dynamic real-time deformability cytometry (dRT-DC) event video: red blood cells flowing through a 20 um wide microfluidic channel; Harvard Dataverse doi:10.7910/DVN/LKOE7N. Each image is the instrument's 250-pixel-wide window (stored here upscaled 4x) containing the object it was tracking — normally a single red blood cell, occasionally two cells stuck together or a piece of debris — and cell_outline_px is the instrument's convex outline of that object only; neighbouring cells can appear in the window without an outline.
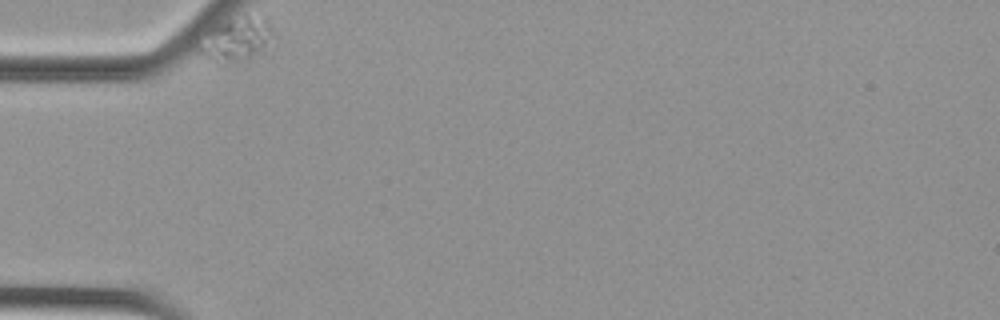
{"species": "Egyptian fruit bat (a non-hibernating species)", "species_latin": "Rousettus aegyptiacus", "temperature_condition": "cold", "stored_images_in_passage": 43, "camera_frame_rate_fps": 3000, "um_per_image_px": 0.085, "animal": {"sex": "female"}, "frame": {"image": 1, "passage_image": 1, "time_ms": 0.0, "image_size_px": [1000, 320], "cell_outline_px": [[272, 32], [260, 52], [248, 60], [224, 64], [212, 60], [204, 56], [196, 48], [212, 24], [232, 16], [244, 12], [264, 16], [272, 24]], "centroid_in_image_um": [20.05, 3.26], "position_along_channel_um": 65.0, "area_um2": 19.54}}
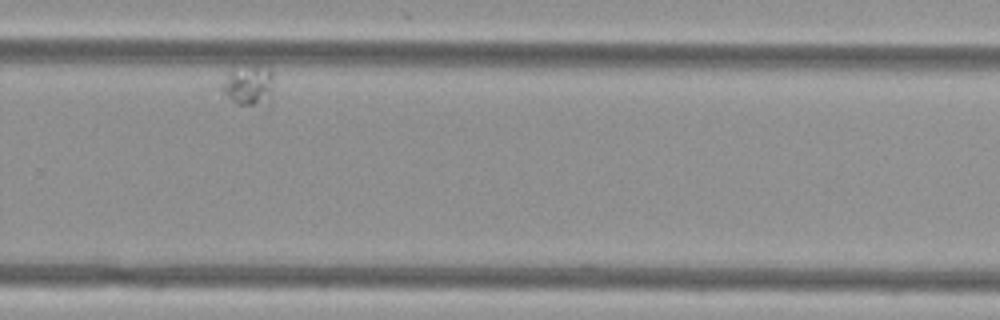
{"frame": {"image": 2, "passage_image": 37, "time_ms": 12.0, "image_size_px": [1000, 320], "cell_outline_px": [[272, 108], [268, 112], [236, 104], [220, 96], [220, 84], [232, 64], [268, 64], [272, 68]], "centroid_in_image_um": [21.15, 7.31], "position_along_channel_um": 308.6, "area_um2": 14.74}}
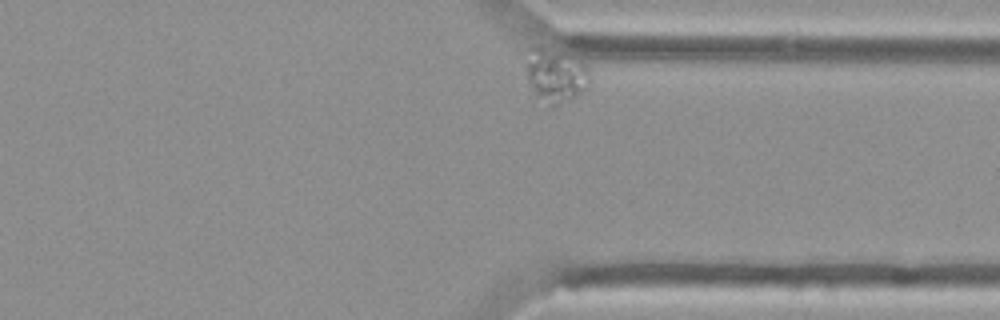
{"frame": {"image": 3, "passage_image": 43, "time_ms": 14.0, "image_size_px": [1000, 320], "cell_outline_px": [[588, 88], [572, 100], [556, 104], [552, 104], [536, 96], [528, 80], [524, 68], [528, 48], [536, 44], [540, 44], [564, 52], [580, 60], [588, 68]], "centroid_in_image_um": [47.19, 6.32], "position_along_channel_um": 364.2, "area_um2": 20.35}}